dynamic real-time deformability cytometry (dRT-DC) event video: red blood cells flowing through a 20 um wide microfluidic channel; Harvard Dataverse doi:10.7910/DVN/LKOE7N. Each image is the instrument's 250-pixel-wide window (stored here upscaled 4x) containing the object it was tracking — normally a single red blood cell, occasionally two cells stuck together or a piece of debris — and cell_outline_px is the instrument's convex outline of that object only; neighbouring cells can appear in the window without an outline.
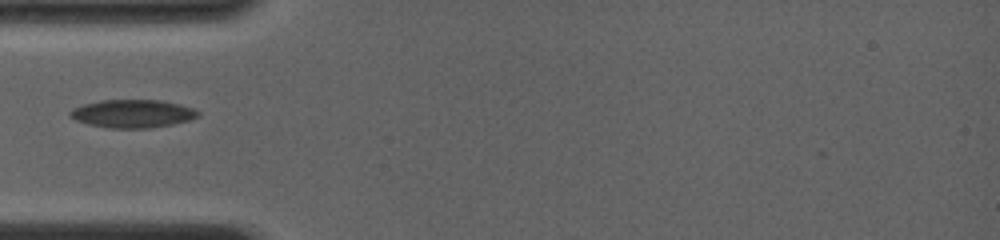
{"species": "common noctule bat (a hibernating species)", "species_latin": "Nyctalus noctula", "temperature_condition": "room temperature", "stored_images_in_passage": 51, "camera_frame_rate_fps": 4000, "um_per_image_px": 0.085, "animal": {"sex": "female", "body_mass_g": 19.0, "forearm_length_mm": 56.7}, "frame": {"image": 1, "passage_image": 1, "time_ms": 0.0, "image_size_px": [1000, 240], "cell_outline_px": [[200, 116], [188, 120], [172, 124], [152, 128], [108, 128], [88, 124], [76, 120], [68, 116], [68, 112], [72, 108], [84, 104], [100, 100], [160, 100], [180, 104], [192, 108], [200, 112]], "centroid_in_image_um": [11.25, 9.66], "position_along_channel_um": 73.8, "area_um2": 21.04}}
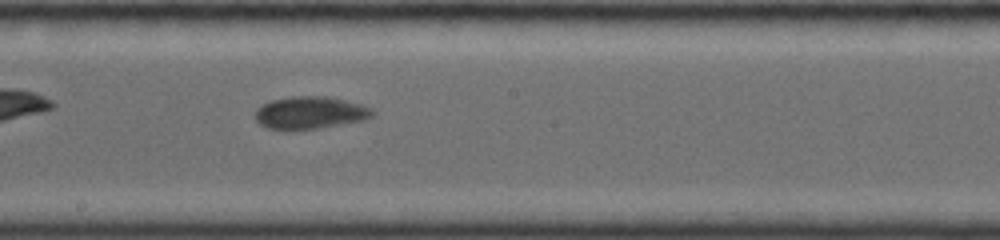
{"frame": {"image": 2, "passage_image": 15, "time_ms": 3.75, "image_size_px": [1000, 240], "cell_outline_px": [[376, 112], [372, 116], [364, 120], [316, 128], [268, 128], [260, 124], [256, 120], [256, 108], [272, 100], [292, 96], [328, 96], [360, 104], [372, 108]], "centroid_in_image_um": [26.39, 9.55], "position_along_channel_um": 221.8, "area_um2": 21.68}}
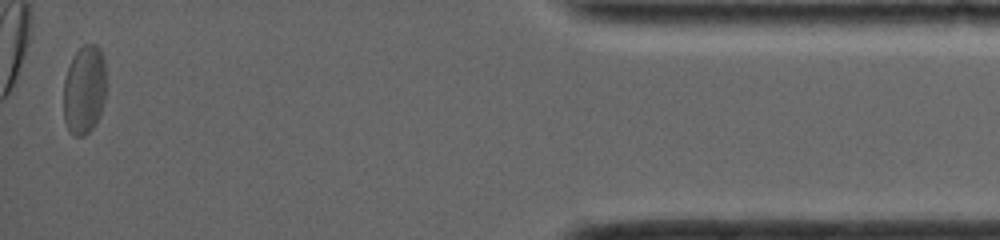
{"frame": {"image": 3, "passage_image": 49, "time_ms": 10.5, "image_size_px": [1000, 240], "cell_outline_px": [[108, 84], [100, 116], [96, 124], [84, 136], [72, 136], [68, 132], [64, 120], [64, 80], [72, 56], [84, 44], [96, 44], [100, 48], [104, 56]], "centroid_in_image_um": [7.2, 7.63], "position_along_channel_um": 428.0, "area_um2": 22.89}}